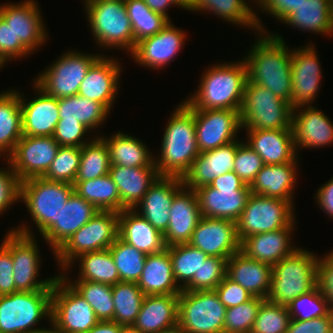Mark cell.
Listing matches in <instances>:
<instances>
[{"mask_svg": "<svg viewBox=\"0 0 333 333\" xmlns=\"http://www.w3.org/2000/svg\"><path fill=\"white\" fill-rule=\"evenodd\" d=\"M21 137L22 110L19 91L7 89L0 92V157H8Z\"/></svg>", "mask_w": 333, "mask_h": 333, "instance_id": "ab89813d", "label": "cell"}, {"mask_svg": "<svg viewBox=\"0 0 333 333\" xmlns=\"http://www.w3.org/2000/svg\"><path fill=\"white\" fill-rule=\"evenodd\" d=\"M110 166L107 144L97 135L81 147V160L75 181H87L109 174Z\"/></svg>", "mask_w": 333, "mask_h": 333, "instance_id": "bcb514c9", "label": "cell"}, {"mask_svg": "<svg viewBox=\"0 0 333 333\" xmlns=\"http://www.w3.org/2000/svg\"><path fill=\"white\" fill-rule=\"evenodd\" d=\"M118 232L119 212L99 210L54 253L58 267L68 271L80 255L109 249Z\"/></svg>", "mask_w": 333, "mask_h": 333, "instance_id": "52a82bcc", "label": "cell"}, {"mask_svg": "<svg viewBox=\"0 0 333 333\" xmlns=\"http://www.w3.org/2000/svg\"><path fill=\"white\" fill-rule=\"evenodd\" d=\"M297 161L280 165L264 164L251 183V194L283 199L294 203L293 192L297 183Z\"/></svg>", "mask_w": 333, "mask_h": 333, "instance_id": "836d02e7", "label": "cell"}, {"mask_svg": "<svg viewBox=\"0 0 333 333\" xmlns=\"http://www.w3.org/2000/svg\"><path fill=\"white\" fill-rule=\"evenodd\" d=\"M79 260L77 280H88L107 285H115L120 281L118 270L109 249L88 252L75 259Z\"/></svg>", "mask_w": 333, "mask_h": 333, "instance_id": "7bdbcfd3", "label": "cell"}, {"mask_svg": "<svg viewBox=\"0 0 333 333\" xmlns=\"http://www.w3.org/2000/svg\"><path fill=\"white\" fill-rule=\"evenodd\" d=\"M179 295H147L133 326L143 333H158L178 325Z\"/></svg>", "mask_w": 333, "mask_h": 333, "instance_id": "e575fe53", "label": "cell"}, {"mask_svg": "<svg viewBox=\"0 0 333 333\" xmlns=\"http://www.w3.org/2000/svg\"><path fill=\"white\" fill-rule=\"evenodd\" d=\"M226 309L215 290H182L178 326L186 333H224Z\"/></svg>", "mask_w": 333, "mask_h": 333, "instance_id": "8fae6325", "label": "cell"}, {"mask_svg": "<svg viewBox=\"0 0 333 333\" xmlns=\"http://www.w3.org/2000/svg\"><path fill=\"white\" fill-rule=\"evenodd\" d=\"M168 121L163 134L160 157L155 158V166L160 176L183 178L200 154L193 107L184 100Z\"/></svg>", "mask_w": 333, "mask_h": 333, "instance_id": "7a4b0ae2", "label": "cell"}, {"mask_svg": "<svg viewBox=\"0 0 333 333\" xmlns=\"http://www.w3.org/2000/svg\"><path fill=\"white\" fill-rule=\"evenodd\" d=\"M241 60L208 67L201 76L198 89L186 101L194 109H233L240 112L248 80L247 66Z\"/></svg>", "mask_w": 333, "mask_h": 333, "instance_id": "3957f363", "label": "cell"}, {"mask_svg": "<svg viewBox=\"0 0 333 333\" xmlns=\"http://www.w3.org/2000/svg\"><path fill=\"white\" fill-rule=\"evenodd\" d=\"M145 4L154 12L163 15L169 21V15L167 13V9L169 10L170 6L177 5L175 0H143ZM169 7V8H168Z\"/></svg>", "mask_w": 333, "mask_h": 333, "instance_id": "2644e50d", "label": "cell"}, {"mask_svg": "<svg viewBox=\"0 0 333 333\" xmlns=\"http://www.w3.org/2000/svg\"><path fill=\"white\" fill-rule=\"evenodd\" d=\"M86 133L90 130L77 120H59L52 136L60 146L81 148L92 140L84 141Z\"/></svg>", "mask_w": 333, "mask_h": 333, "instance_id": "6f0895ef", "label": "cell"}, {"mask_svg": "<svg viewBox=\"0 0 333 333\" xmlns=\"http://www.w3.org/2000/svg\"><path fill=\"white\" fill-rule=\"evenodd\" d=\"M30 53L19 40H16L12 27L0 16V58L7 63L8 60L22 59Z\"/></svg>", "mask_w": 333, "mask_h": 333, "instance_id": "91938a15", "label": "cell"}, {"mask_svg": "<svg viewBox=\"0 0 333 333\" xmlns=\"http://www.w3.org/2000/svg\"><path fill=\"white\" fill-rule=\"evenodd\" d=\"M265 299L253 297L238 306L226 309L224 333H251L258 310Z\"/></svg>", "mask_w": 333, "mask_h": 333, "instance_id": "db71d44e", "label": "cell"}, {"mask_svg": "<svg viewBox=\"0 0 333 333\" xmlns=\"http://www.w3.org/2000/svg\"><path fill=\"white\" fill-rule=\"evenodd\" d=\"M291 319L310 320L329 315L332 311L323 291L317 285L313 290L296 297L288 306Z\"/></svg>", "mask_w": 333, "mask_h": 333, "instance_id": "f907efd6", "label": "cell"}, {"mask_svg": "<svg viewBox=\"0 0 333 333\" xmlns=\"http://www.w3.org/2000/svg\"><path fill=\"white\" fill-rule=\"evenodd\" d=\"M220 302L226 307H234L251 300L252 296L240 284L229 278L227 275L214 289Z\"/></svg>", "mask_w": 333, "mask_h": 333, "instance_id": "94428289", "label": "cell"}, {"mask_svg": "<svg viewBox=\"0 0 333 333\" xmlns=\"http://www.w3.org/2000/svg\"><path fill=\"white\" fill-rule=\"evenodd\" d=\"M282 22L312 33L333 36V0H302Z\"/></svg>", "mask_w": 333, "mask_h": 333, "instance_id": "8d00e7d4", "label": "cell"}, {"mask_svg": "<svg viewBox=\"0 0 333 333\" xmlns=\"http://www.w3.org/2000/svg\"><path fill=\"white\" fill-rule=\"evenodd\" d=\"M29 225L11 229L3 238V244L11 251L13 277L16 291L52 290L58 275L38 280L41 267L38 242ZM37 278V279H36Z\"/></svg>", "mask_w": 333, "mask_h": 333, "instance_id": "9c48e42d", "label": "cell"}, {"mask_svg": "<svg viewBox=\"0 0 333 333\" xmlns=\"http://www.w3.org/2000/svg\"><path fill=\"white\" fill-rule=\"evenodd\" d=\"M84 7L97 46L133 52L134 35L125 2L90 0Z\"/></svg>", "mask_w": 333, "mask_h": 333, "instance_id": "5b68a950", "label": "cell"}, {"mask_svg": "<svg viewBox=\"0 0 333 333\" xmlns=\"http://www.w3.org/2000/svg\"><path fill=\"white\" fill-rule=\"evenodd\" d=\"M201 217L195 191L183 186L174 195L169 209V222L164 234L166 246L188 243Z\"/></svg>", "mask_w": 333, "mask_h": 333, "instance_id": "603a6c76", "label": "cell"}, {"mask_svg": "<svg viewBox=\"0 0 333 333\" xmlns=\"http://www.w3.org/2000/svg\"><path fill=\"white\" fill-rule=\"evenodd\" d=\"M246 134V144L258 153L264 164L280 165L299 160L292 130H247Z\"/></svg>", "mask_w": 333, "mask_h": 333, "instance_id": "f1b7e54d", "label": "cell"}, {"mask_svg": "<svg viewBox=\"0 0 333 333\" xmlns=\"http://www.w3.org/2000/svg\"><path fill=\"white\" fill-rule=\"evenodd\" d=\"M245 0H196L191 11L213 13L234 25L251 28L255 32H266L256 11ZM265 28V29H264Z\"/></svg>", "mask_w": 333, "mask_h": 333, "instance_id": "f35d334b", "label": "cell"}, {"mask_svg": "<svg viewBox=\"0 0 333 333\" xmlns=\"http://www.w3.org/2000/svg\"><path fill=\"white\" fill-rule=\"evenodd\" d=\"M33 86L35 92L37 91L39 94L32 100L24 99L23 94L19 91L22 110V135L52 136L60 120L59 99L48 95L35 83Z\"/></svg>", "mask_w": 333, "mask_h": 333, "instance_id": "cb8c5ba5", "label": "cell"}, {"mask_svg": "<svg viewBox=\"0 0 333 333\" xmlns=\"http://www.w3.org/2000/svg\"><path fill=\"white\" fill-rule=\"evenodd\" d=\"M13 261L11 251L3 244H0V296L9 295L15 292L13 277Z\"/></svg>", "mask_w": 333, "mask_h": 333, "instance_id": "e7e4bbea", "label": "cell"}, {"mask_svg": "<svg viewBox=\"0 0 333 333\" xmlns=\"http://www.w3.org/2000/svg\"><path fill=\"white\" fill-rule=\"evenodd\" d=\"M81 160L80 147L60 146L55 159L42 178L74 184Z\"/></svg>", "mask_w": 333, "mask_h": 333, "instance_id": "816d5d0a", "label": "cell"}, {"mask_svg": "<svg viewBox=\"0 0 333 333\" xmlns=\"http://www.w3.org/2000/svg\"><path fill=\"white\" fill-rule=\"evenodd\" d=\"M107 1H120V2H125L126 0H107Z\"/></svg>", "mask_w": 333, "mask_h": 333, "instance_id": "b9fcfbb0", "label": "cell"}, {"mask_svg": "<svg viewBox=\"0 0 333 333\" xmlns=\"http://www.w3.org/2000/svg\"><path fill=\"white\" fill-rule=\"evenodd\" d=\"M295 220L288 226L271 232L259 233L244 238L240 242V251L248 258L270 265L277 264L283 258L293 254L298 247L292 244Z\"/></svg>", "mask_w": 333, "mask_h": 333, "instance_id": "484cf974", "label": "cell"}, {"mask_svg": "<svg viewBox=\"0 0 333 333\" xmlns=\"http://www.w3.org/2000/svg\"><path fill=\"white\" fill-rule=\"evenodd\" d=\"M137 286L147 295H179L182 291L175 281L169 251L146 255L145 265Z\"/></svg>", "mask_w": 333, "mask_h": 333, "instance_id": "d590c367", "label": "cell"}, {"mask_svg": "<svg viewBox=\"0 0 333 333\" xmlns=\"http://www.w3.org/2000/svg\"><path fill=\"white\" fill-rule=\"evenodd\" d=\"M292 131L296 150L299 147L320 148L333 143V122L312 105L293 109Z\"/></svg>", "mask_w": 333, "mask_h": 333, "instance_id": "7402d4cb", "label": "cell"}, {"mask_svg": "<svg viewBox=\"0 0 333 333\" xmlns=\"http://www.w3.org/2000/svg\"><path fill=\"white\" fill-rule=\"evenodd\" d=\"M195 2L196 0H175V3L177 4L178 7L190 11L192 10Z\"/></svg>", "mask_w": 333, "mask_h": 333, "instance_id": "753ad0ef", "label": "cell"}, {"mask_svg": "<svg viewBox=\"0 0 333 333\" xmlns=\"http://www.w3.org/2000/svg\"><path fill=\"white\" fill-rule=\"evenodd\" d=\"M114 302V322L123 326H131L135 323L143 300L142 290L135 282H118L112 286Z\"/></svg>", "mask_w": 333, "mask_h": 333, "instance_id": "f6af8a7d", "label": "cell"}, {"mask_svg": "<svg viewBox=\"0 0 333 333\" xmlns=\"http://www.w3.org/2000/svg\"><path fill=\"white\" fill-rule=\"evenodd\" d=\"M188 243L209 257L227 260L240 251L236 222L226 219L201 217Z\"/></svg>", "mask_w": 333, "mask_h": 333, "instance_id": "ac0fdd59", "label": "cell"}, {"mask_svg": "<svg viewBox=\"0 0 333 333\" xmlns=\"http://www.w3.org/2000/svg\"><path fill=\"white\" fill-rule=\"evenodd\" d=\"M51 321L64 333H85L99 322L90 304L60 273L53 283Z\"/></svg>", "mask_w": 333, "mask_h": 333, "instance_id": "5bb4252c", "label": "cell"}, {"mask_svg": "<svg viewBox=\"0 0 333 333\" xmlns=\"http://www.w3.org/2000/svg\"><path fill=\"white\" fill-rule=\"evenodd\" d=\"M109 149L110 164L124 167H156L155 158L150 149L140 139L121 133L100 136Z\"/></svg>", "mask_w": 333, "mask_h": 333, "instance_id": "74e56055", "label": "cell"}, {"mask_svg": "<svg viewBox=\"0 0 333 333\" xmlns=\"http://www.w3.org/2000/svg\"><path fill=\"white\" fill-rule=\"evenodd\" d=\"M290 320L287 306L265 299L258 310L251 333H287Z\"/></svg>", "mask_w": 333, "mask_h": 333, "instance_id": "f5cc1de1", "label": "cell"}, {"mask_svg": "<svg viewBox=\"0 0 333 333\" xmlns=\"http://www.w3.org/2000/svg\"><path fill=\"white\" fill-rule=\"evenodd\" d=\"M70 50L36 76L34 83L57 99L78 94L81 82L90 67L101 57Z\"/></svg>", "mask_w": 333, "mask_h": 333, "instance_id": "7c38bea8", "label": "cell"}, {"mask_svg": "<svg viewBox=\"0 0 333 333\" xmlns=\"http://www.w3.org/2000/svg\"><path fill=\"white\" fill-rule=\"evenodd\" d=\"M105 56V54H102L90 67L80 84L78 95L104 104L111 110L120 88L118 80L122 68L118 59Z\"/></svg>", "mask_w": 333, "mask_h": 333, "instance_id": "44dd1931", "label": "cell"}, {"mask_svg": "<svg viewBox=\"0 0 333 333\" xmlns=\"http://www.w3.org/2000/svg\"><path fill=\"white\" fill-rule=\"evenodd\" d=\"M226 271L227 259L208 257L182 290H214L226 276Z\"/></svg>", "mask_w": 333, "mask_h": 333, "instance_id": "11a10c76", "label": "cell"}, {"mask_svg": "<svg viewBox=\"0 0 333 333\" xmlns=\"http://www.w3.org/2000/svg\"><path fill=\"white\" fill-rule=\"evenodd\" d=\"M122 333H143V332L136 329L133 325H131V326H124Z\"/></svg>", "mask_w": 333, "mask_h": 333, "instance_id": "11e5206c", "label": "cell"}, {"mask_svg": "<svg viewBox=\"0 0 333 333\" xmlns=\"http://www.w3.org/2000/svg\"><path fill=\"white\" fill-rule=\"evenodd\" d=\"M185 34L169 21L160 32L137 42L131 57L142 67L162 69L182 50Z\"/></svg>", "mask_w": 333, "mask_h": 333, "instance_id": "ffe728a7", "label": "cell"}, {"mask_svg": "<svg viewBox=\"0 0 333 333\" xmlns=\"http://www.w3.org/2000/svg\"><path fill=\"white\" fill-rule=\"evenodd\" d=\"M202 217L226 219L236 222L242 214L250 189H220L210 185L194 189Z\"/></svg>", "mask_w": 333, "mask_h": 333, "instance_id": "83f0119b", "label": "cell"}, {"mask_svg": "<svg viewBox=\"0 0 333 333\" xmlns=\"http://www.w3.org/2000/svg\"><path fill=\"white\" fill-rule=\"evenodd\" d=\"M293 108L266 87L247 82L240 109L245 130H292Z\"/></svg>", "mask_w": 333, "mask_h": 333, "instance_id": "8992f818", "label": "cell"}, {"mask_svg": "<svg viewBox=\"0 0 333 333\" xmlns=\"http://www.w3.org/2000/svg\"><path fill=\"white\" fill-rule=\"evenodd\" d=\"M210 186L219 191L220 189H250L234 171L216 177Z\"/></svg>", "mask_w": 333, "mask_h": 333, "instance_id": "a7ac6f4b", "label": "cell"}, {"mask_svg": "<svg viewBox=\"0 0 333 333\" xmlns=\"http://www.w3.org/2000/svg\"><path fill=\"white\" fill-rule=\"evenodd\" d=\"M109 175L120 195V212L134 209L148 189L160 177L156 167H124L111 165Z\"/></svg>", "mask_w": 333, "mask_h": 333, "instance_id": "4dcf8cb0", "label": "cell"}, {"mask_svg": "<svg viewBox=\"0 0 333 333\" xmlns=\"http://www.w3.org/2000/svg\"><path fill=\"white\" fill-rule=\"evenodd\" d=\"M287 333H333V312L305 321L291 319Z\"/></svg>", "mask_w": 333, "mask_h": 333, "instance_id": "6125c7cd", "label": "cell"}, {"mask_svg": "<svg viewBox=\"0 0 333 333\" xmlns=\"http://www.w3.org/2000/svg\"><path fill=\"white\" fill-rule=\"evenodd\" d=\"M65 272L61 276L83 297L94 310L99 321H112L114 316V302L112 295V286L88 280L67 279Z\"/></svg>", "mask_w": 333, "mask_h": 333, "instance_id": "ee69618b", "label": "cell"}, {"mask_svg": "<svg viewBox=\"0 0 333 333\" xmlns=\"http://www.w3.org/2000/svg\"><path fill=\"white\" fill-rule=\"evenodd\" d=\"M158 333H186V332L183 331V330L177 325V326H174V327H172V328H169V329L163 330V331L158 332Z\"/></svg>", "mask_w": 333, "mask_h": 333, "instance_id": "34e18365", "label": "cell"}, {"mask_svg": "<svg viewBox=\"0 0 333 333\" xmlns=\"http://www.w3.org/2000/svg\"><path fill=\"white\" fill-rule=\"evenodd\" d=\"M40 12L35 0L0 6V16L12 27L16 40H19L31 54L39 49L48 37Z\"/></svg>", "mask_w": 333, "mask_h": 333, "instance_id": "d6986e66", "label": "cell"}, {"mask_svg": "<svg viewBox=\"0 0 333 333\" xmlns=\"http://www.w3.org/2000/svg\"><path fill=\"white\" fill-rule=\"evenodd\" d=\"M51 323V329L46 328H38L32 333H64L60 328H58L51 320L49 321Z\"/></svg>", "mask_w": 333, "mask_h": 333, "instance_id": "8c879c8a", "label": "cell"}, {"mask_svg": "<svg viewBox=\"0 0 333 333\" xmlns=\"http://www.w3.org/2000/svg\"><path fill=\"white\" fill-rule=\"evenodd\" d=\"M166 249L172 261L175 281L181 289L192 280L195 272H198L202 263L209 257L189 243L171 245Z\"/></svg>", "mask_w": 333, "mask_h": 333, "instance_id": "c3c4849f", "label": "cell"}, {"mask_svg": "<svg viewBox=\"0 0 333 333\" xmlns=\"http://www.w3.org/2000/svg\"><path fill=\"white\" fill-rule=\"evenodd\" d=\"M293 205L295 204L283 199L251 194L236 221L238 239L241 242L248 236L288 226L296 219Z\"/></svg>", "mask_w": 333, "mask_h": 333, "instance_id": "4fadbf2b", "label": "cell"}, {"mask_svg": "<svg viewBox=\"0 0 333 333\" xmlns=\"http://www.w3.org/2000/svg\"><path fill=\"white\" fill-rule=\"evenodd\" d=\"M302 248L272 266L271 287L267 300L288 304L318 285L319 256Z\"/></svg>", "mask_w": 333, "mask_h": 333, "instance_id": "277c9868", "label": "cell"}, {"mask_svg": "<svg viewBox=\"0 0 333 333\" xmlns=\"http://www.w3.org/2000/svg\"><path fill=\"white\" fill-rule=\"evenodd\" d=\"M73 193L74 186L70 183L34 177L21 182L20 201L43 236L59 219L62 207Z\"/></svg>", "mask_w": 333, "mask_h": 333, "instance_id": "ba28073f", "label": "cell"}, {"mask_svg": "<svg viewBox=\"0 0 333 333\" xmlns=\"http://www.w3.org/2000/svg\"><path fill=\"white\" fill-rule=\"evenodd\" d=\"M52 290L16 291L0 296V333H32L51 320Z\"/></svg>", "mask_w": 333, "mask_h": 333, "instance_id": "30bf717a", "label": "cell"}, {"mask_svg": "<svg viewBox=\"0 0 333 333\" xmlns=\"http://www.w3.org/2000/svg\"><path fill=\"white\" fill-rule=\"evenodd\" d=\"M318 285L326 296L333 312V250L324 257L319 256Z\"/></svg>", "mask_w": 333, "mask_h": 333, "instance_id": "be15d7a7", "label": "cell"}, {"mask_svg": "<svg viewBox=\"0 0 333 333\" xmlns=\"http://www.w3.org/2000/svg\"><path fill=\"white\" fill-rule=\"evenodd\" d=\"M121 282L139 280L143 271L146 254L123 241L119 236L109 247Z\"/></svg>", "mask_w": 333, "mask_h": 333, "instance_id": "681fc988", "label": "cell"}, {"mask_svg": "<svg viewBox=\"0 0 333 333\" xmlns=\"http://www.w3.org/2000/svg\"><path fill=\"white\" fill-rule=\"evenodd\" d=\"M183 186L182 178L160 176L134 209L164 235L174 195Z\"/></svg>", "mask_w": 333, "mask_h": 333, "instance_id": "d4e9b609", "label": "cell"}, {"mask_svg": "<svg viewBox=\"0 0 333 333\" xmlns=\"http://www.w3.org/2000/svg\"><path fill=\"white\" fill-rule=\"evenodd\" d=\"M125 7L132 25L134 48L140 40L160 32L169 20L152 11L143 0H126Z\"/></svg>", "mask_w": 333, "mask_h": 333, "instance_id": "7dc6e473", "label": "cell"}, {"mask_svg": "<svg viewBox=\"0 0 333 333\" xmlns=\"http://www.w3.org/2000/svg\"><path fill=\"white\" fill-rule=\"evenodd\" d=\"M256 2V3H255ZM302 0H255L256 6L262 12L271 14L278 22H282L290 13H292ZM280 20V21H279Z\"/></svg>", "mask_w": 333, "mask_h": 333, "instance_id": "03108f58", "label": "cell"}, {"mask_svg": "<svg viewBox=\"0 0 333 333\" xmlns=\"http://www.w3.org/2000/svg\"><path fill=\"white\" fill-rule=\"evenodd\" d=\"M74 192L101 211L120 212V195L109 174L87 180L75 181Z\"/></svg>", "mask_w": 333, "mask_h": 333, "instance_id": "b9f144b4", "label": "cell"}, {"mask_svg": "<svg viewBox=\"0 0 333 333\" xmlns=\"http://www.w3.org/2000/svg\"><path fill=\"white\" fill-rule=\"evenodd\" d=\"M59 147L53 136L22 135L14 151L5 159L22 182L42 177L55 159Z\"/></svg>", "mask_w": 333, "mask_h": 333, "instance_id": "2e32d148", "label": "cell"}, {"mask_svg": "<svg viewBox=\"0 0 333 333\" xmlns=\"http://www.w3.org/2000/svg\"><path fill=\"white\" fill-rule=\"evenodd\" d=\"M265 34V35H264ZM259 38L243 57L247 66V82L262 85L278 98L291 104L292 50L278 33L259 32Z\"/></svg>", "mask_w": 333, "mask_h": 333, "instance_id": "6da1fadb", "label": "cell"}, {"mask_svg": "<svg viewBox=\"0 0 333 333\" xmlns=\"http://www.w3.org/2000/svg\"><path fill=\"white\" fill-rule=\"evenodd\" d=\"M6 161L7 169L0 168V215L17 201L20 202L21 181L13 171L10 162L7 159Z\"/></svg>", "mask_w": 333, "mask_h": 333, "instance_id": "680465c9", "label": "cell"}, {"mask_svg": "<svg viewBox=\"0 0 333 333\" xmlns=\"http://www.w3.org/2000/svg\"><path fill=\"white\" fill-rule=\"evenodd\" d=\"M315 196L320 209L333 218V177L317 189Z\"/></svg>", "mask_w": 333, "mask_h": 333, "instance_id": "003e7915", "label": "cell"}, {"mask_svg": "<svg viewBox=\"0 0 333 333\" xmlns=\"http://www.w3.org/2000/svg\"><path fill=\"white\" fill-rule=\"evenodd\" d=\"M314 45L292 49L291 76L293 109L312 105L321 87L322 70Z\"/></svg>", "mask_w": 333, "mask_h": 333, "instance_id": "e0dca14e", "label": "cell"}, {"mask_svg": "<svg viewBox=\"0 0 333 333\" xmlns=\"http://www.w3.org/2000/svg\"><path fill=\"white\" fill-rule=\"evenodd\" d=\"M237 140L200 153L183 176V185L190 189L210 185L218 176L233 171Z\"/></svg>", "mask_w": 333, "mask_h": 333, "instance_id": "4316f807", "label": "cell"}, {"mask_svg": "<svg viewBox=\"0 0 333 333\" xmlns=\"http://www.w3.org/2000/svg\"><path fill=\"white\" fill-rule=\"evenodd\" d=\"M196 139L199 152L219 148L237 140L242 130L240 112L233 109H194Z\"/></svg>", "mask_w": 333, "mask_h": 333, "instance_id": "9a60e30c", "label": "cell"}, {"mask_svg": "<svg viewBox=\"0 0 333 333\" xmlns=\"http://www.w3.org/2000/svg\"><path fill=\"white\" fill-rule=\"evenodd\" d=\"M124 326L114 321H99L85 333H122Z\"/></svg>", "mask_w": 333, "mask_h": 333, "instance_id": "89a4df30", "label": "cell"}, {"mask_svg": "<svg viewBox=\"0 0 333 333\" xmlns=\"http://www.w3.org/2000/svg\"><path fill=\"white\" fill-rule=\"evenodd\" d=\"M99 210L75 192L62 207L59 219L41 237L52 248L54 253Z\"/></svg>", "mask_w": 333, "mask_h": 333, "instance_id": "f546056e", "label": "cell"}, {"mask_svg": "<svg viewBox=\"0 0 333 333\" xmlns=\"http://www.w3.org/2000/svg\"><path fill=\"white\" fill-rule=\"evenodd\" d=\"M58 109L60 120H77L90 132L103 125L110 113L104 104L78 94L59 98Z\"/></svg>", "mask_w": 333, "mask_h": 333, "instance_id": "60d3db41", "label": "cell"}, {"mask_svg": "<svg viewBox=\"0 0 333 333\" xmlns=\"http://www.w3.org/2000/svg\"><path fill=\"white\" fill-rule=\"evenodd\" d=\"M6 64L5 62L0 58V69L4 67Z\"/></svg>", "mask_w": 333, "mask_h": 333, "instance_id": "2a66077c", "label": "cell"}, {"mask_svg": "<svg viewBox=\"0 0 333 333\" xmlns=\"http://www.w3.org/2000/svg\"><path fill=\"white\" fill-rule=\"evenodd\" d=\"M263 165L262 158L258 153L246 143L237 139V151L233 171L240 177L244 184L250 186Z\"/></svg>", "mask_w": 333, "mask_h": 333, "instance_id": "9f6ffc18", "label": "cell"}, {"mask_svg": "<svg viewBox=\"0 0 333 333\" xmlns=\"http://www.w3.org/2000/svg\"><path fill=\"white\" fill-rule=\"evenodd\" d=\"M226 275L252 296L266 299L271 287L272 265L248 258L238 251L227 260Z\"/></svg>", "mask_w": 333, "mask_h": 333, "instance_id": "1f68e13d", "label": "cell"}, {"mask_svg": "<svg viewBox=\"0 0 333 333\" xmlns=\"http://www.w3.org/2000/svg\"><path fill=\"white\" fill-rule=\"evenodd\" d=\"M118 236L146 255L159 253L167 248L164 235L135 209L119 212Z\"/></svg>", "mask_w": 333, "mask_h": 333, "instance_id": "d6a6232c", "label": "cell"}]
</instances>
